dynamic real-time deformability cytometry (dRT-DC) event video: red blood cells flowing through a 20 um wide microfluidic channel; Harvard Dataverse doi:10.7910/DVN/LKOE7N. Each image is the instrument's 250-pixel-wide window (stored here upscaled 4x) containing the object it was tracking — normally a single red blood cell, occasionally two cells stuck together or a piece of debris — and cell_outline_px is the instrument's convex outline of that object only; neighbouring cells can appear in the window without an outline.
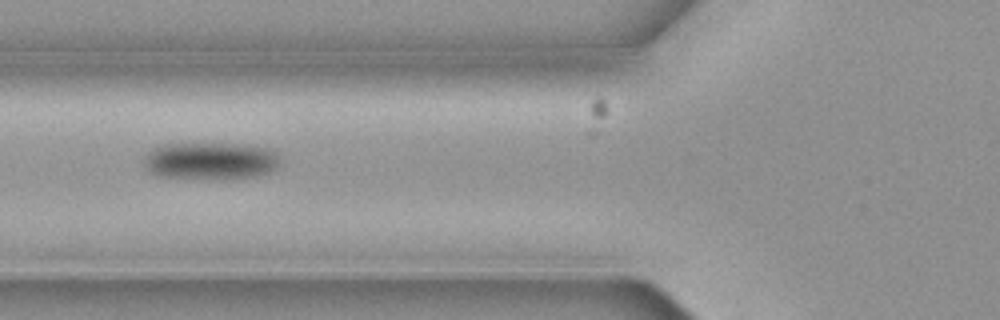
{"species": "common noctule bat (a hibernating species)", "species_latin": "Nyctalus noctula", "temperature_condition": "cold", "stored_images_in_passage": 7, "camera_frame_rate_fps": 3000, "um_per_image_px": 0.085, "animal": {"sex": "female", "body_mass_g": 19.3, "forearm_length_mm": 54.1}, "frame": {"image": 1, "passage_image": 4, "time_ms": 1.0, "image_size_px": [1000, 320], "cell_outline_px": [[280, 164], [276, 168], [268, 172], [256, 176], [224, 180], [156, 176], [144, 168], [144, 160], [148, 152], [152, 148], [164, 144], [228, 144], [268, 148], [276, 152]], "centroid_in_image_um": [17.86, 13.7], "position_along_channel_um": 107.9, "area_um2": 29.71}}
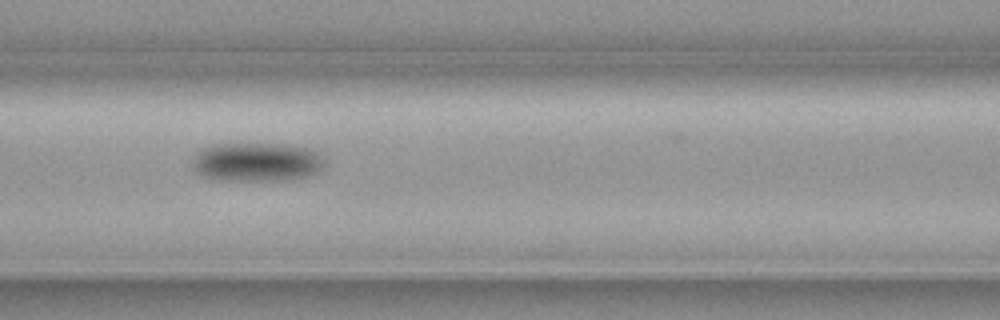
{"frame": {"image": 2, "passage_image": 5, "time_ms": 1.333, "image_size_px": [1000, 320], "cell_outline_px": [[324, 168], [316, 172], [304, 176], [280, 180], [208, 180], [200, 176], [192, 168], [192, 160], [196, 152], [200, 148], [212, 144], [284, 144], [308, 148], [320, 152], [324, 156]], "centroid_in_image_um": [21.76, 13.76], "position_along_channel_um": 144.8, "area_um2": 30.46}}